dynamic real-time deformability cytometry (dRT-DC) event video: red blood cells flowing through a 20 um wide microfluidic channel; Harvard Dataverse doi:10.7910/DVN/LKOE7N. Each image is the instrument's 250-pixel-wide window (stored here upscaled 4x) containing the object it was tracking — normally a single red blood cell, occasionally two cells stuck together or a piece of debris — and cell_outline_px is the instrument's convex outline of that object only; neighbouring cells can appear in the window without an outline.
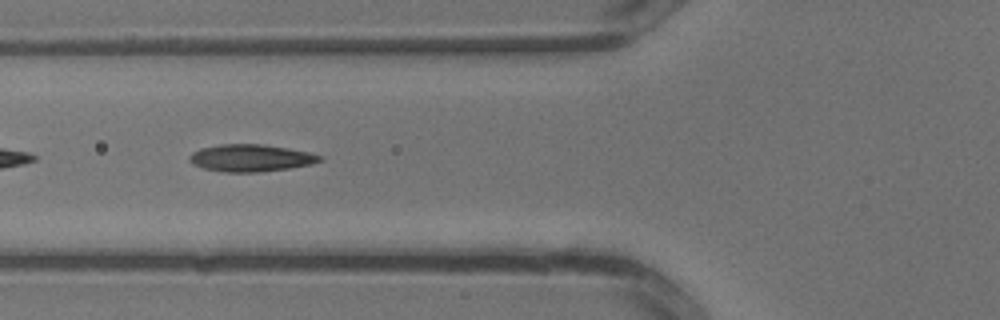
{"species": "common noctule bat (a hibernating species)", "species_latin": "Nyctalus noctula", "temperature_condition": "warm", "stored_images_in_passage": 21, "segment_of_instrument_passage": [2, 2], "camera_frame_rate_fps": 3000, "um_per_image_px": 0.085, "animal": {"sex": "male", "body_mass_g": 13.3}, "frame": {"image": 1, "passage_image": 13, "time_ms": 4.0, "image_size_px": [1000, 320], "cell_outline_px": [[324, 160], [312, 164], [288, 168], [256, 172], [224, 172], [204, 168], [192, 164], [188, 160], [188, 156], [192, 152], [200, 148], [220, 144], [264, 144], [288, 148], [308, 152], [324, 156]], "centroid_in_image_um": [21.31, 13.42], "position_along_channel_um": 104.5, "area_um2": 20.75}}
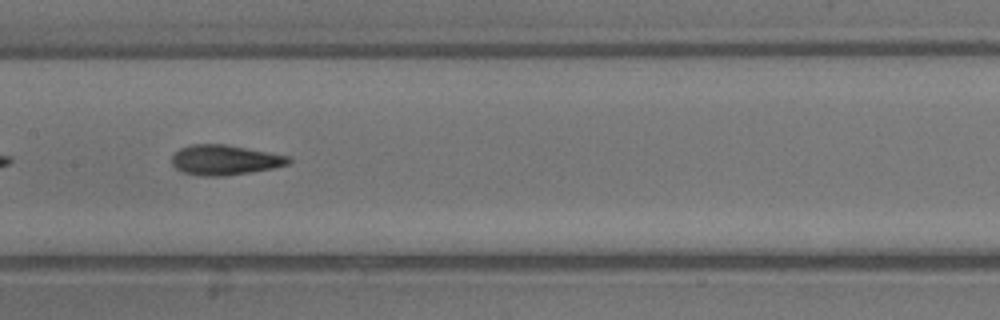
{"frame": {"image": 2, "passage_image": 17, "time_ms": 5.333, "image_size_px": [1000, 320], "cell_outline_px": [[292, 160], [288, 164], [272, 168], [252, 172], [224, 176], [200, 176], [180, 172], [172, 164], [172, 156], [180, 148], [192, 144], [224, 144], [268, 152], [288, 156]], "centroid_in_image_um": [19.07, 13.61], "position_along_channel_um": 188.3, "area_um2": 20.4}}
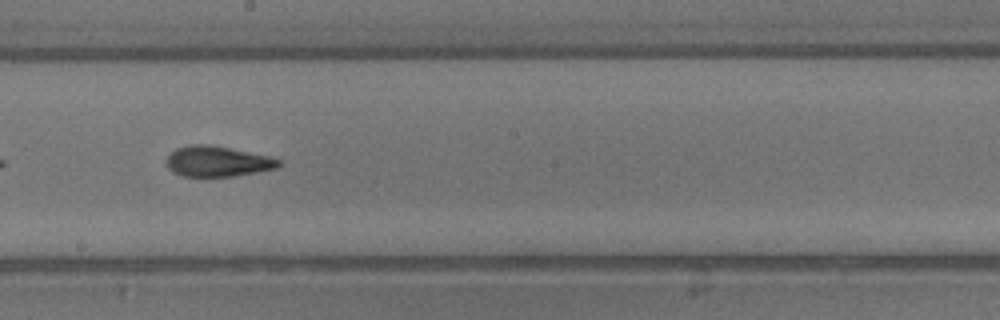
{"frame": {"image": 3, "passage_image": 19, "time_ms": 6.0, "image_size_px": [1000, 320], "cell_outline_px": [[284, 164], [276, 168], [256, 172], [232, 176], [180, 176], [172, 172], [168, 168], [164, 160], [176, 148], [192, 144], [208, 144], [272, 156], [280, 160]], "centroid_in_image_um": [18.48, 13.71], "position_along_channel_um": 229.7, "area_um2": 20.11}}